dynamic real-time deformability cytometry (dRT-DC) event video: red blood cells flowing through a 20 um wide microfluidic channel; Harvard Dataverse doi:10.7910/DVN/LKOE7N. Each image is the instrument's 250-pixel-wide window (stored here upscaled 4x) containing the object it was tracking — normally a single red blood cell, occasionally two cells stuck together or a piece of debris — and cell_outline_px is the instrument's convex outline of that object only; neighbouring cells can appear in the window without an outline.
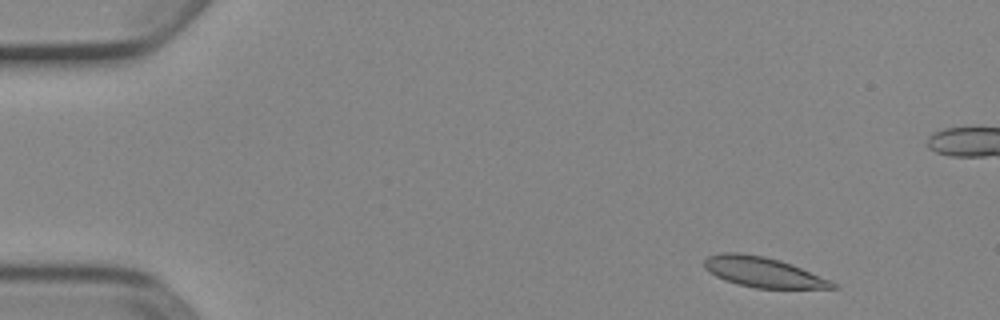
{"species": "Egyptian fruit bat (a non-hibernating species)", "species_latin": "Rousettus aegyptiacus", "temperature_condition": "cold", "stored_images_in_passage": 52, "camera_frame_rate_fps": 3000, "um_per_image_px": 0.085, "animal": {"sex": "female"}, "frame": {"image": 1, "passage_image": 4, "time_ms": 1.0, "image_size_px": [1000, 320], "cell_outline_px": [[840, 288], [756, 288], [736, 284], [724, 280], [716, 276], [704, 268], [704, 260], [708, 256], [720, 252], [740, 252], [764, 256], [780, 260], [792, 264], [832, 280], [840, 284]], "centroid_in_image_um": [64.89, 23.13], "position_along_channel_um": 20.1, "area_um2": 22.83}}
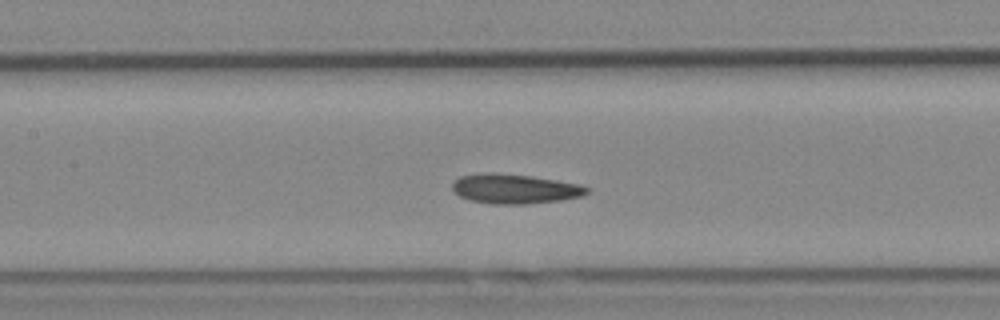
{"frame": {"image": 2, "passage_image": 23, "time_ms": 7.333, "image_size_px": [1000, 320], "cell_outline_px": [[588, 192], [584, 196], [560, 200], [528, 204], [492, 204], [468, 200], [452, 192], [452, 184], [460, 176], [492, 172], [528, 176], [576, 184], [588, 188]], "centroid_in_image_um": [43.69, 16.07], "position_along_channel_um": 163.7, "area_um2": 22.95}}
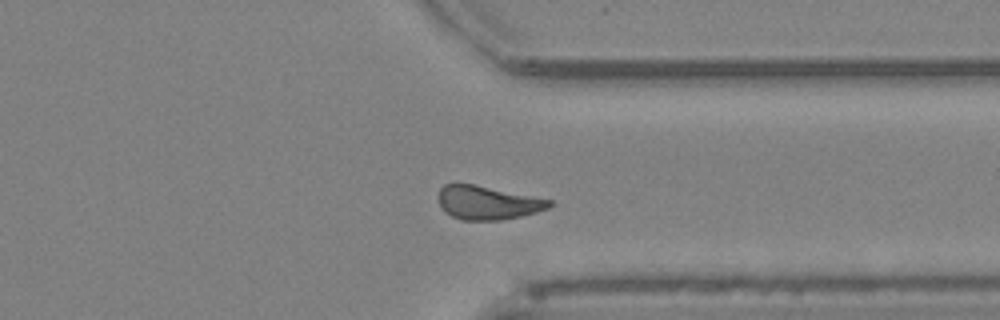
{"frame": {"image": 3, "passage_image": 39, "time_ms": 12.667, "image_size_px": [1000, 320], "cell_outline_px": [[552, 204], [548, 208], [536, 212], [520, 216], [500, 220], [460, 220], [444, 212], [440, 204], [440, 188], [444, 184], [456, 180], [552, 200]], "centroid_in_image_um": [41.39, 17.2], "position_along_channel_um": 370.0, "area_um2": 22.02}, "authors_computed_cell_mechanics": {"area_um2": 22.5998, "velocity_mm_per_s": 3.8655, "shape_relaxation_time_tau1_ms": null, "shape_relaxation_time_tau2_ms": 4.0381, "deformation_change_tau1": null, "deformation_change_tau2": 0.0896}}